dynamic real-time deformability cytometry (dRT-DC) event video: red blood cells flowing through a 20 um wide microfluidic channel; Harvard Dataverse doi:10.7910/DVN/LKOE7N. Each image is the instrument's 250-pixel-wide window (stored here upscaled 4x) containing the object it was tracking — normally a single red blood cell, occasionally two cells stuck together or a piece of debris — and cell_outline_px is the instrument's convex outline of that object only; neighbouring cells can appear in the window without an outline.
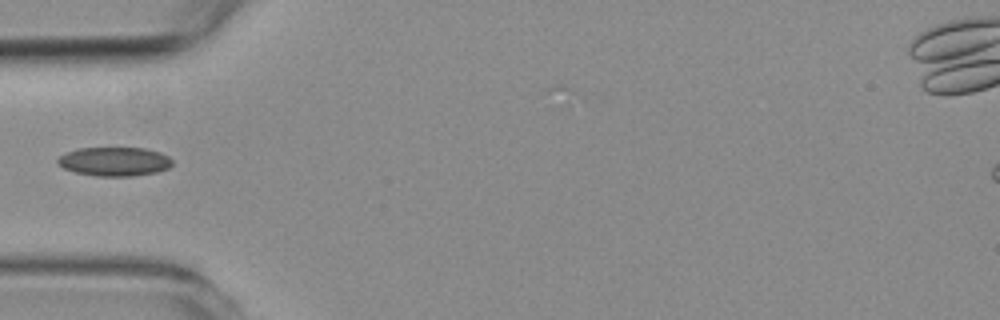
{"species": "common noctule bat (a hibernating species)", "species_latin": "Nyctalus noctula", "temperature_condition": "room temperature", "stored_images_in_passage": 5, "camera_frame_rate_fps": 3000, "um_per_image_px": 0.085, "animal": {"sex": "female", "body_mass_g": 19.3, "forearm_length_mm": 54.1}, "frame": {"image": 1, "passage_image": 1, "time_ms": 0.0, "image_size_px": [1000, 320], "cell_outline_px": [[172, 164], [168, 168], [156, 172], [132, 176], [96, 176], [76, 172], [64, 168], [56, 160], [60, 156], [68, 152], [80, 148], [144, 148], [160, 152], [168, 156], [172, 160]], "centroid_in_image_um": [9.75, 13.73], "position_along_channel_um": 75.2, "area_um2": 19.13}}